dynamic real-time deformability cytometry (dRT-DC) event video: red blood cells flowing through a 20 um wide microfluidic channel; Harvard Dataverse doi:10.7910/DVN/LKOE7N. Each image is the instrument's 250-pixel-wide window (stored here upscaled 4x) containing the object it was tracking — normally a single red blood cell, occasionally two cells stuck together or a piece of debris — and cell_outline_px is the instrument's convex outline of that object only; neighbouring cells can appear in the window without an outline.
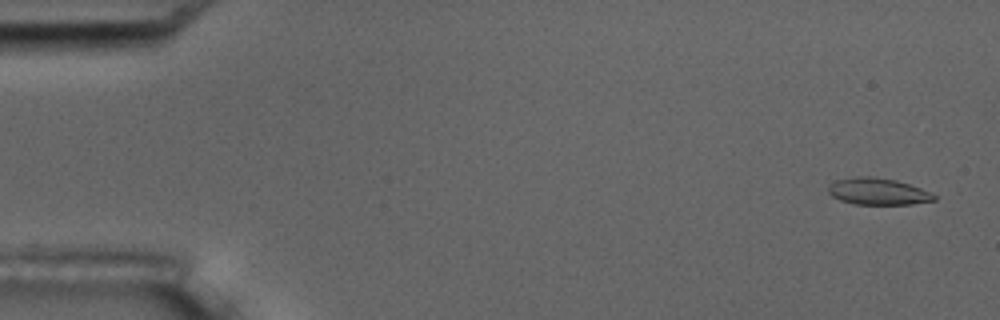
{"species": "common noctule bat (a hibernating species)", "species_latin": "Nyctalus noctula", "temperature_condition": "room temperature", "stored_images_in_passage": 5, "camera_frame_rate_fps": 3000, "um_per_image_px": 0.085, "animal": {"sex": "male", "body_mass_g": 17.5, "forearm_length_mm": 52.3}, "frame": {"image": 1, "passage_image": 1, "time_ms": 0.0, "image_size_px": [1000, 320], "cell_outline_px": [[936, 200], [912, 204], [856, 204], [840, 200], [832, 196], [828, 192], [828, 188], [836, 180], [856, 176], [872, 176], [896, 180], [920, 188], [936, 196]], "centroid_in_image_um": [74.61, 16.27], "position_along_channel_um": 10.4, "area_um2": 16.3}}
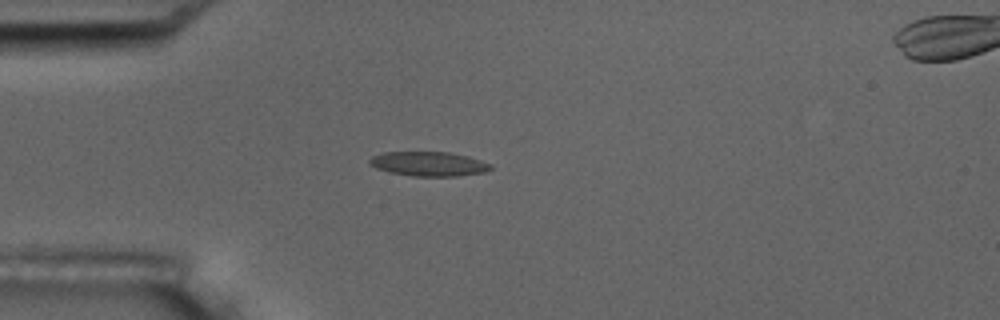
{"frame": {"image": 2, "passage_image": 5, "time_ms": 4.333, "image_size_px": [1000, 320], "cell_outline_px": [[492, 168], [484, 172], [456, 176], [412, 176], [392, 172], [376, 168], [368, 164], [368, 160], [372, 156], [384, 152], [448, 152], [468, 156], [492, 164]], "centroid_in_image_um": [36.43, 13.92], "position_along_channel_um": 48.6, "area_um2": 17.17}}